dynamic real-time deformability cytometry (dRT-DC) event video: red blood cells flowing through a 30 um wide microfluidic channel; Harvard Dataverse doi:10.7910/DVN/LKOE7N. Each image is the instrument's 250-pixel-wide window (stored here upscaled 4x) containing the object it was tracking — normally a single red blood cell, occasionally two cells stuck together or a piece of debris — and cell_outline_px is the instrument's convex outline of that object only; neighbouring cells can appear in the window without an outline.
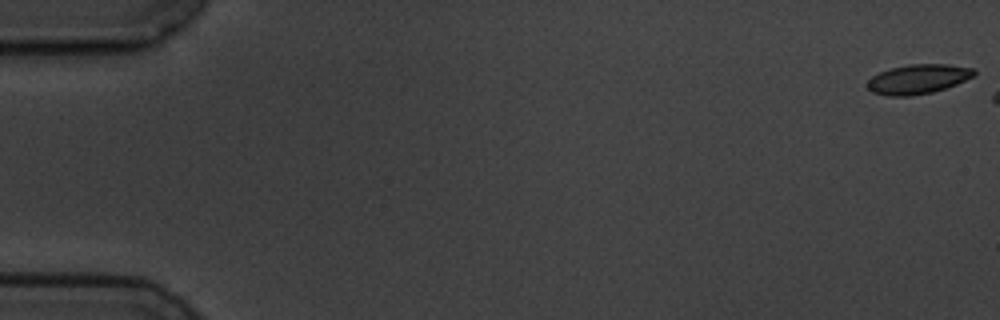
{"species": "common noctule bat (a hibernating species)", "species_latin": "Nyctalus noctula", "temperature_condition": "cold", "stored_images_in_passage": 3, "camera_frame_rate_fps": 3000, "um_per_image_px": 0.085, "animal": {"sex": "male", "body_mass_g": 19.5, "forearm_length_mm": 54.6}, "frame": {"image": 1, "passage_image": 1, "time_ms": 0.0, "image_size_px": [1000, 320], "cell_outline_px": [[976, 76], [956, 84], [932, 92], [912, 96], [888, 96], [872, 92], [868, 88], [868, 80], [872, 76], [880, 72], [892, 68], [908, 64], [948, 64], [976, 68]], "centroid_in_image_um": [78.07, 6.72], "position_along_channel_um": 6.9, "area_um2": 18.44}}